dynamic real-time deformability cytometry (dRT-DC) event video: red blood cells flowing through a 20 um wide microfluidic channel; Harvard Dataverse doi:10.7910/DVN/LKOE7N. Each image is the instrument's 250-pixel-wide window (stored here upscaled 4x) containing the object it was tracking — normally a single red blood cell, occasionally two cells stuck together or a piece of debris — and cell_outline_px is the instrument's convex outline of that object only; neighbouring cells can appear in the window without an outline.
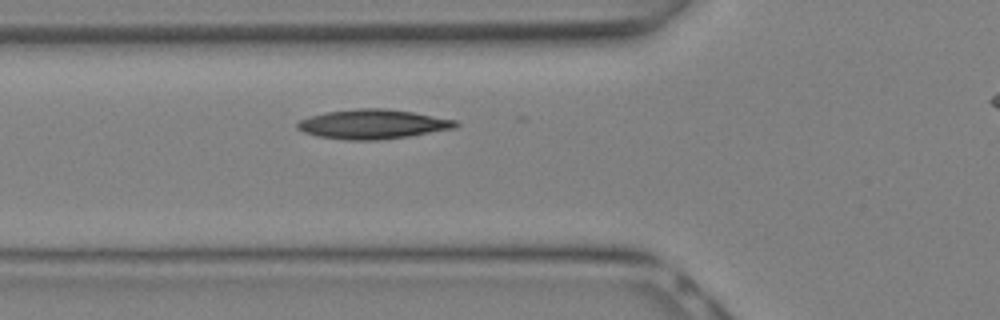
{"species": "Egyptian fruit bat (a non-hibernating species)", "species_latin": "Rousettus aegyptiacus", "temperature_condition": "warm", "stored_images_in_passage": 4, "camera_frame_rate_fps": 3000, "um_per_image_px": 0.085, "animal": {"sex": "female"}, "frame": {"image": 1, "passage_image": 4, "time_ms": 1.0, "image_size_px": [1000, 320], "cell_outline_px": [[460, 124], [456, 128], [408, 136], [376, 140], [348, 140], [316, 136], [304, 132], [296, 128], [296, 124], [300, 120], [324, 112], [356, 108], [388, 108], [412, 112], [456, 120]], "centroid_in_image_um": [31.68, 10.55], "position_along_channel_um": 94.1, "area_um2": 27.17}}